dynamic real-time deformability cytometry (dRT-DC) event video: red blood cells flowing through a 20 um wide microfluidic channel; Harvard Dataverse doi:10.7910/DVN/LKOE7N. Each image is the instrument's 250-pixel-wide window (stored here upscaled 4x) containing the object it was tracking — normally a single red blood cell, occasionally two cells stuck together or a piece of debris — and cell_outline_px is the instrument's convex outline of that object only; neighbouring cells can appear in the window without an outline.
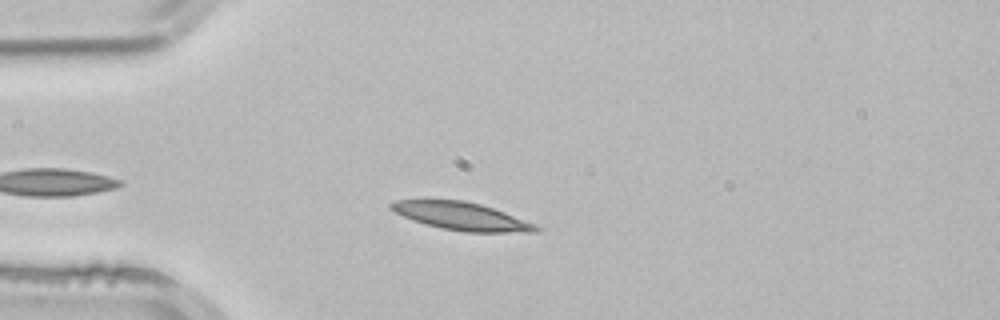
{"species": "common noctule bat (a hibernating species)", "species_latin": "Nyctalus noctula", "temperature_condition": "room temperature", "stored_images_in_passage": 33, "camera_frame_rate_fps": 3000, "um_per_image_px": 0.085, "animal": {"sex": "male", "body_mass_g": 21.5, "forearm_length_mm": 52.0}, "frame": {"image": 1, "passage_image": 6, "time_ms": 1.667, "image_size_px": [1000, 320], "cell_outline_px": [[544, 228], [540, 232], [464, 232], [444, 228], [412, 220], [388, 208], [388, 204], [396, 200], [424, 196], [464, 200], [480, 204], [504, 212], [536, 224]], "centroid_in_image_um": [39.16, 18.32], "position_along_channel_um": 45.8, "area_um2": 24.33}}